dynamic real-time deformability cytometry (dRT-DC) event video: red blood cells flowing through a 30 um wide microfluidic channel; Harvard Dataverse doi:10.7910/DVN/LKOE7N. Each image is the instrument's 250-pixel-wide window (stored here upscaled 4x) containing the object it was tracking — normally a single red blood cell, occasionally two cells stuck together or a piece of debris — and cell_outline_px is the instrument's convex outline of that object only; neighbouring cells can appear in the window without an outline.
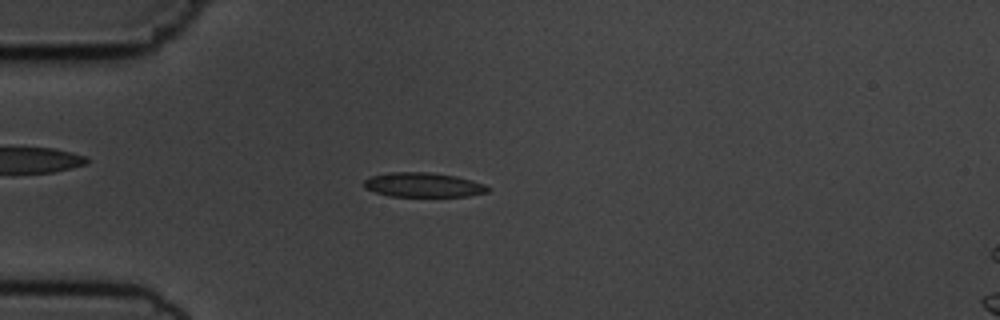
{"species": "common noctule bat (a hibernating species)", "species_latin": "Nyctalus noctula", "temperature_condition": "cold", "stored_images_in_passage": 4, "camera_frame_rate_fps": 3000, "um_per_image_px": 0.085, "animal": {"sex": "male", "body_mass_g": 19.5, "forearm_length_mm": 54.6}, "frame": {"image": 1, "passage_image": 3, "time_ms": 3.0, "image_size_px": [1000, 320], "cell_outline_px": [[492, 188], [488, 192], [468, 196], [388, 196], [364, 188], [364, 180], [368, 176], [392, 172], [432, 172], [456, 176], [472, 180], [484, 184]], "centroid_in_image_um": [35.98, 15.71], "position_along_channel_um": 49.0, "area_um2": 17.8}}